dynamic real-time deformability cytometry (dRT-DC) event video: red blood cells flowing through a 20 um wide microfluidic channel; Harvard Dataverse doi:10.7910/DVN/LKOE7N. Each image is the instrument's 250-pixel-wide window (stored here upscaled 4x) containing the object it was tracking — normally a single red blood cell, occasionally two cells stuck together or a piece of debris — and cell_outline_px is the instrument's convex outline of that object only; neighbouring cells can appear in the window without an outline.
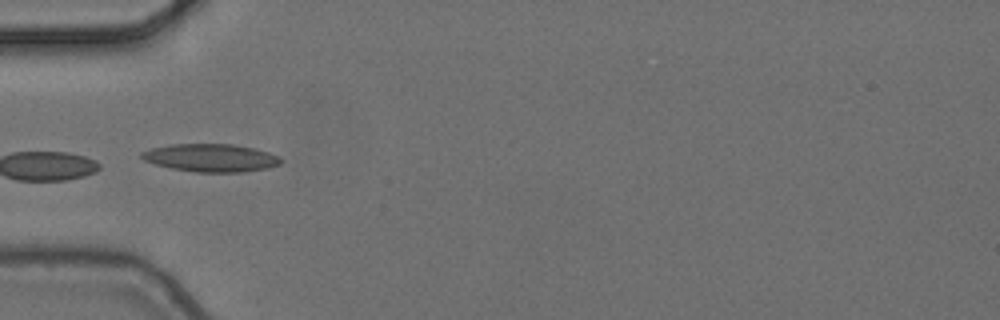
{"species": "common noctule bat (a hibernating species)", "species_latin": "Nyctalus noctula", "temperature_condition": "cold", "stored_images_in_passage": 4, "camera_frame_rate_fps": 3000, "um_per_image_px": 0.085, "animal": {"sex": "female", "body_mass_g": 24.6, "forearm_length_mm": 56.2}, "frame": {"image": 1, "passage_image": 2, "time_ms": 0.333, "image_size_px": [1000, 320], "cell_outline_px": [[284, 160], [280, 164], [268, 168], [244, 172], [196, 172], [172, 168], [156, 164], [144, 160], [140, 156], [140, 152], [152, 148], [172, 144], [232, 144], [256, 148], [280, 156]], "centroid_in_image_um": [17.97, 13.41], "position_along_channel_um": 67.0, "area_um2": 22.72}}
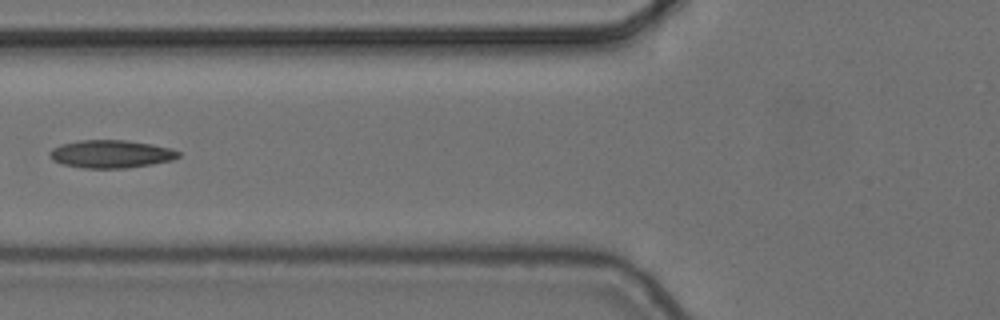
{"frame": {"image": 2, "passage_image": 3, "time_ms": 0.667, "image_size_px": [1000, 320], "cell_outline_px": [[180, 156], [172, 160], [152, 164], [128, 168], [84, 168], [64, 164], [52, 160], [48, 156], [48, 152], [52, 148], [60, 144], [80, 140], [124, 140], [152, 144], [168, 148], [180, 152]], "centroid_in_image_um": [9.4, 13.09], "position_along_channel_um": 116.4, "area_um2": 20.92}}
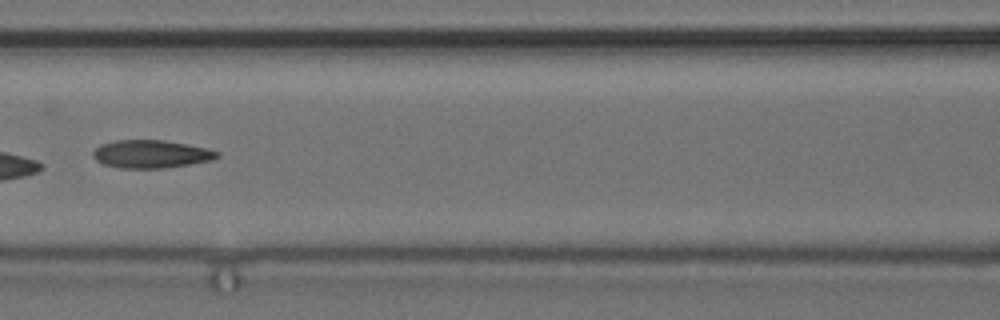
{"frame": {"image": 3, "passage_image": 4, "time_ms": 1.0, "image_size_px": [1000, 320], "cell_outline_px": [[220, 156], [212, 160], [164, 168], [120, 168], [104, 164], [96, 160], [92, 156], [92, 152], [100, 144], [116, 140], [164, 140], [208, 148], [220, 152]], "centroid_in_image_um": [12.84, 13.09], "position_along_channel_um": 153.8, "area_um2": 20.23}}